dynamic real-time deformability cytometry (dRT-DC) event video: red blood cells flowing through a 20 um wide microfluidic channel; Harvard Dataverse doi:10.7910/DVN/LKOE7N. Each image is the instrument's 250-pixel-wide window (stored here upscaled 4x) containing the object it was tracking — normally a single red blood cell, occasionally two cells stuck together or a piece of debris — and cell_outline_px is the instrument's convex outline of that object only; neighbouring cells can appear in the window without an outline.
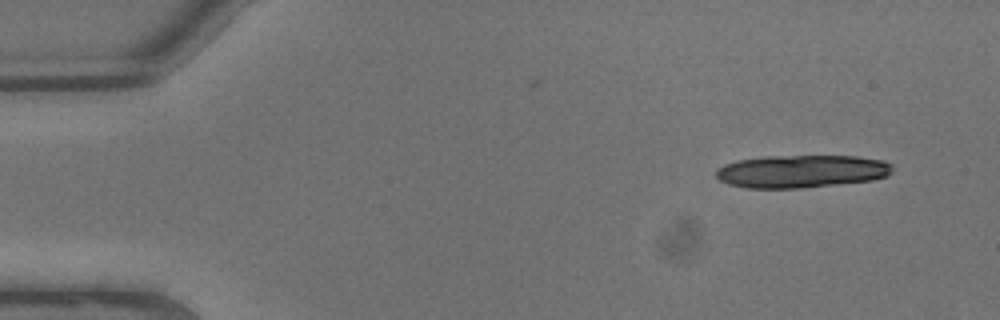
{"species": "common noctule bat (a hibernating species)", "species_latin": "Nyctalus noctula", "temperature_condition": "warm", "stored_images_in_passage": 7, "camera_frame_rate_fps": 3000, "um_per_image_px": 0.085, "animal": {"sex": "male", "body_mass_g": 13.3}, "frame": {"image": 1, "passage_image": 1, "time_ms": 0.0, "image_size_px": [1000, 320], "cell_outline_px": [[892, 172], [888, 176], [872, 180], [800, 188], [748, 188], [728, 184], [720, 180], [716, 176], [716, 168], [724, 164], [736, 160], [764, 156], [856, 156], [884, 160], [892, 164]], "centroid_in_image_um": [68.12, 14.55], "position_along_channel_um": 16.9, "area_um2": 33.87}}
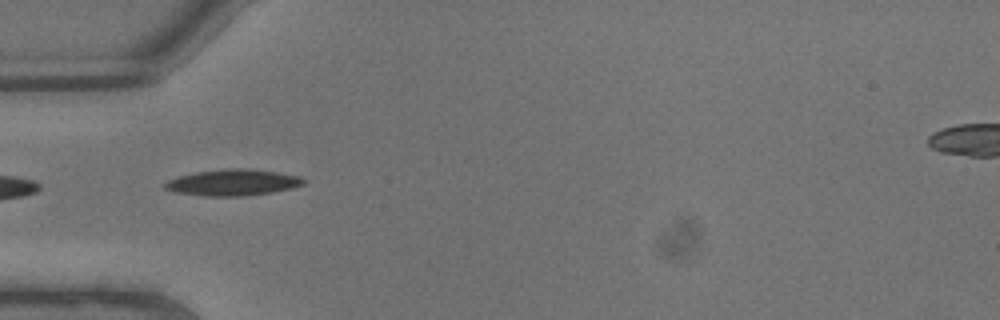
{"frame": {"image": 2, "passage_image": 6, "time_ms": 1.667, "image_size_px": [1000, 320], "cell_outline_px": [[304, 184], [292, 188], [244, 196], [204, 196], [172, 192], [164, 188], [164, 184], [168, 180], [180, 176], [196, 172], [228, 168], [240, 168], [276, 172], [300, 176], [304, 180]], "centroid_in_image_um": [19.75, 15.52], "position_along_channel_um": 65.3, "area_um2": 20.98}}
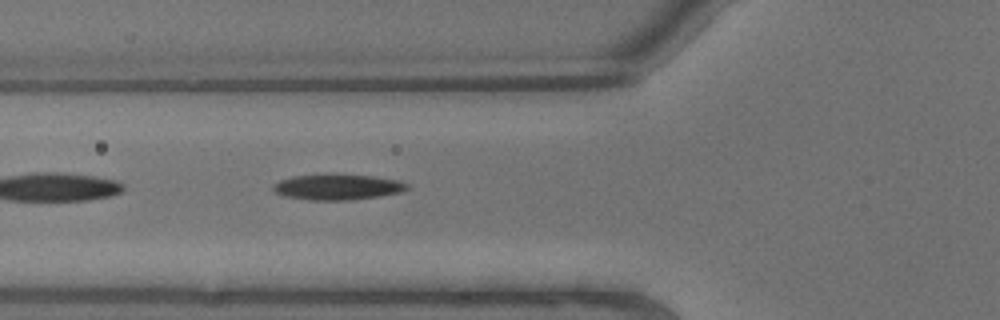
{"frame": {"image": 3, "passage_image": 7, "time_ms": 2.0, "image_size_px": [1000, 320], "cell_outline_px": [[408, 188], [400, 192], [376, 196], [348, 200], [312, 200], [284, 196], [276, 192], [272, 188], [272, 184], [280, 180], [292, 176], [328, 172], [372, 176], [400, 180], [408, 184]], "centroid_in_image_um": [28.64, 15.85], "position_along_channel_um": 97.2, "area_um2": 20.4}}